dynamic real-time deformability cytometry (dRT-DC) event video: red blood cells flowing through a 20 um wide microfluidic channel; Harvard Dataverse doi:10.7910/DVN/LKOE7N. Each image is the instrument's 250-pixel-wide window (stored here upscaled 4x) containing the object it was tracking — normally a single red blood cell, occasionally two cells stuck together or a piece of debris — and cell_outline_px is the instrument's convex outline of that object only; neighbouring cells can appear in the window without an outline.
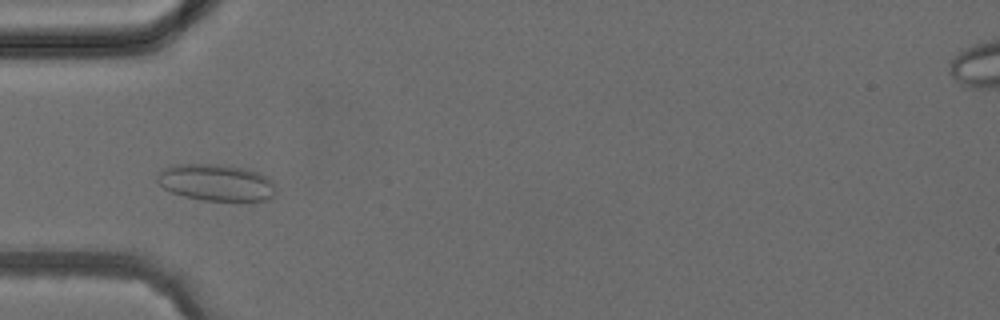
{"species": "common noctule bat (a hibernating species)", "species_latin": "Nyctalus noctula", "temperature_condition": "cold", "stored_images_in_passage": 2, "camera_frame_rate_fps": 3000, "um_per_image_px": 0.085, "animal": {"sex": "female", "body_mass_g": 24.6, "forearm_length_mm": 56.2}, "frame": {"image": 1, "passage_image": 1, "time_ms": 0.0, "image_size_px": [1000, 320], "cell_outline_px": [[276, 192], [268, 200], [204, 200], [184, 196], [172, 192], [164, 188], [156, 180], [156, 176], [164, 168], [176, 164], [220, 164], [244, 168], [268, 176], [272, 180]], "centroid_in_image_um": [18.38, 15.5], "position_along_channel_um": 66.6, "area_um2": 25.26}}